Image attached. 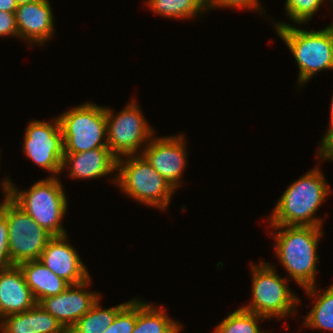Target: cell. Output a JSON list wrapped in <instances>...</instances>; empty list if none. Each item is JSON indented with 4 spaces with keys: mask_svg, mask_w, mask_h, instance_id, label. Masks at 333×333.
<instances>
[{
    "mask_svg": "<svg viewBox=\"0 0 333 333\" xmlns=\"http://www.w3.org/2000/svg\"><path fill=\"white\" fill-rule=\"evenodd\" d=\"M37 304L18 265L0 268V319Z\"/></svg>",
    "mask_w": 333,
    "mask_h": 333,
    "instance_id": "cell-15",
    "label": "cell"
},
{
    "mask_svg": "<svg viewBox=\"0 0 333 333\" xmlns=\"http://www.w3.org/2000/svg\"><path fill=\"white\" fill-rule=\"evenodd\" d=\"M136 101L129 104L115 116L113 110L106 107L107 144L112 153L119 159L136 155L142 143H147L154 134ZM114 115V116H113Z\"/></svg>",
    "mask_w": 333,
    "mask_h": 333,
    "instance_id": "cell-9",
    "label": "cell"
},
{
    "mask_svg": "<svg viewBox=\"0 0 333 333\" xmlns=\"http://www.w3.org/2000/svg\"><path fill=\"white\" fill-rule=\"evenodd\" d=\"M138 155L125 156V161L118 159L117 171L120 172L114 182L139 202L165 209L175 189L141 154Z\"/></svg>",
    "mask_w": 333,
    "mask_h": 333,
    "instance_id": "cell-6",
    "label": "cell"
},
{
    "mask_svg": "<svg viewBox=\"0 0 333 333\" xmlns=\"http://www.w3.org/2000/svg\"><path fill=\"white\" fill-rule=\"evenodd\" d=\"M67 239V234L53 236L45 246L39 260L70 285L79 284L89 279L90 275L75 248L67 243Z\"/></svg>",
    "mask_w": 333,
    "mask_h": 333,
    "instance_id": "cell-13",
    "label": "cell"
},
{
    "mask_svg": "<svg viewBox=\"0 0 333 333\" xmlns=\"http://www.w3.org/2000/svg\"><path fill=\"white\" fill-rule=\"evenodd\" d=\"M330 108H331V109H330V110H331V112H330V113H331V116H330V120H331V121H330L329 124H330V125H333V97H332V100H331V106H330Z\"/></svg>",
    "mask_w": 333,
    "mask_h": 333,
    "instance_id": "cell-32",
    "label": "cell"
},
{
    "mask_svg": "<svg viewBox=\"0 0 333 333\" xmlns=\"http://www.w3.org/2000/svg\"><path fill=\"white\" fill-rule=\"evenodd\" d=\"M184 136H165L152 139L143 147L141 155L163 176L176 190L186 162V145Z\"/></svg>",
    "mask_w": 333,
    "mask_h": 333,
    "instance_id": "cell-11",
    "label": "cell"
},
{
    "mask_svg": "<svg viewBox=\"0 0 333 333\" xmlns=\"http://www.w3.org/2000/svg\"><path fill=\"white\" fill-rule=\"evenodd\" d=\"M260 318L267 320V318L241 307L223 319L212 333H265L258 327Z\"/></svg>",
    "mask_w": 333,
    "mask_h": 333,
    "instance_id": "cell-23",
    "label": "cell"
},
{
    "mask_svg": "<svg viewBox=\"0 0 333 333\" xmlns=\"http://www.w3.org/2000/svg\"><path fill=\"white\" fill-rule=\"evenodd\" d=\"M34 1H36V0H15L17 6L27 4V3H31V2H34Z\"/></svg>",
    "mask_w": 333,
    "mask_h": 333,
    "instance_id": "cell-31",
    "label": "cell"
},
{
    "mask_svg": "<svg viewBox=\"0 0 333 333\" xmlns=\"http://www.w3.org/2000/svg\"><path fill=\"white\" fill-rule=\"evenodd\" d=\"M251 266L252 300L242 308L268 319L293 315L300 299L289 289L286 279L276 273L274 266L263 261Z\"/></svg>",
    "mask_w": 333,
    "mask_h": 333,
    "instance_id": "cell-8",
    "label": "cell"
},
{
    "mask_svg": "<svg viewBox=\"0 0 333 333\" xmlns=\"http://www.w3.org/2000/svg\"><path fill=\"white\" fill-rule=\"evenodd\" d=\"M329 187L318 167L310 170L284 191L269 224L322 227L323 220L314 215L329 195Z\"/></svg>",
    "mask_w": 333,
    "mask_h": 333,
    "instance_id": "cell-2",
    "label": "cell"
},
{
    "mask_svg": "<svg viewBox=\"0 0 333 333\" xmlns=\"http://www.w3.org/2000/svg\"><path fill=\"white\" fill-rule=\"evenodd\" d=\"M318 158L333 160V125H330L326 134L324 135L321 146L318 149Z\"/></svg>",
    "mask_w": 333,
    "mask_h": 333,
    "instance_id": "cell-29",
    "label": "cell"
},
{
    "mask_svg": "<svg viewBox=\"0 0 333 333\" xmlns=\"http://www.w3.org/2000/svg\"><path fill=\"white\" fill-rule=\"evenodd\" d=\"M317 297L304 325L333 333V284Z\"/></svg>",
    "mask_w": 333,
    "mask_h": 333,
    "instance_id": "cell-22",
    "label": "cell"
},
{
    "mask_svg": "<svg viewBox=\"0 0 333 333\" xmlns=\"http://www.w3.org/2000/svg\"><path fill=\"white\" fill-rule=\"evenodd\" d=\"M13 266L8 251V225L5 214L0 210V268Z\"/></svg>",
    "mask_w": 333,
    "mask_h": 333,
    "instance_id": "cell-26",
    "label": "cell"
},
{
    "mask_svg": "<svg viewBox=\"0 0 333 333\" xmlns=\"http://www.w3.org/2000/svg\"><path fill=\"white\" fill-rule=\"evenodd\" d=\"M275 232V251L291 278L313 298L316 295V267L318 241L322 227L271 225ZM284 228V229H283Z\"/></svg>",
    "mask_w": 333,
    "mask_h": 333,
    "instance_id": "cell-1",
    "label": "cell"
},
{
    "mask_svg": "<svg viewBox=\"0 0 333 333\" xmlns=\"http://www.w3.org/2000/svg\"><path fill=\"white\" fill-rule=\"evenodd\" d=\"M275 25L277 34L297 62L300 84H305L324 69L333 70V39L328 27L320 31H309L286 23Z\"/></svg>",
    "mask_w": 333,
    "mask_h": 333,
    "instance_id": "cell-4",
    "label": "cell"
},
{
    "mask_svg": "<svg viewBox=\"0 0 333 333\" xmlns=\"http://www.w3.org/2000/svg\"><path fill=\"white\" fill-rule=\"evenodd\" d=\"M18 36L42 45L54 34V21L49 0H36L19 5L15 12ZM54 31V32H53Z\"/></svg>",
    "mask_w": 333,
    "mask_h": 333,
    "instance_id": "cell-14",
    "label": "cell"
},
{
    "mask_svg": "<svg viewBox=\"0 0 333 333\" xmlns=\"http://www.w3.org/2000/svg\"><path fill=\"white\" fill-rule=\"evenodd\" d=\"M136 323V298L129 301L103 333H132Z\"/></svg>",
    "mask_w": 333,
    "mask_h": 333,
    "instance_id": "cell-25",
    "label": "cell"
},
{
    "mask_svg": "<svg viewBox=\"0 0 333 333\" xmlns=\"http://www.w3.org/2000/svg\"><path fill=\"white\" fill-rule=\"evenodd\" d=\"M117 162L118 158L108 147H100L79 153H64L62 170L70 165V178H98L116 171Z\"/></svg>",
    "mask_w": 333,
    "mask_h": 333,
    "instance_id": "cell-16",
    "label": "cell"
},
{
    "mask_svg": "<svg viewBox=\"0 0 333 333\" xmlns=\"http://www.w3.org/2000/svg\"><path fill=\"white\" fill-rule=\"evenodd\" d=\"M99 301L98 299L92 308L73 325L68 333H103L114 322L117 313L128 303L125 302L115 307L102 309Z\"/></svg>",
    "mask_w": 333,
    "mask_h": 333,
    "instance_id": "cell-20",
    "label": "cell"
},
{
    "mask_svg": "<svg viewBox=\"0 0 333 333\" xmlns=\"http://www.w3.org/2000/svg\"><path fill=\"white\" fill-rule=\"evenodd\" d=\"M146 5L155 14L174 19L196 17L208 10L206 0H147Z\"/></svg>",
    "mask_w": 333,
    "mask_h": 333,
    "instance_id": "cell-21",
    "label": "cell"
},
{
    "mask_svg": "<svg viewBox=\"0 0 333 333\" xmlns=\"http://www.w3.org/2000/svg\"><path fill=\"white\" fill-rule=\"evenodd\" d=\"M324 0H286L285 10L295 23H307L318 11ZM333 3V0H331ZM310 18V19H309Z\"/></svg>",
    "mask_w": 333,
    "mask_h": 333,
    "instance_id": "cell-24",
    "label": "cell"
},
{
    "mask_svg": "<svg viewBox=\"0 0 333 333\" xmlns=\"http://www.w3.org/2000/svg\"><path fill=\"white\" fill-rule=\"evenodd\" d=\"M11 188V199L53 236L66 235L61 224L67 210L64 188L57 177L39 180L29 190Z\"/></svg>",
    "mask_w": 333,
    "mask_h": 333,
    "instance_id": "cell-5",
    "label": "cell"
},
{
    "mask_svg": "<svg viewBox=\"0 0 333 333\" xmlns=\"http://www.w3.org/2000/svg\"><path fill=\"white\" fill-rule=\"evenodd\" d=\"M90 281L89 278L82 283L70 285L58 295L41 299L38 305L69 331L101 298L99 293L85 289L91 284Z\"/></svg>",
    "mask_w": 333,
    "mask_h": 333,
    "instance_id": "cell-12",
    "label": "cell"
},
{
    "mask_svg": "<svg viewBox=\"0 0 333 333\" xmlns=\"http://www.w3.org/2000/svg\"><path fill=\"white\" fill-rule=\"evenodd\" d=\"M0 321L2 333H68V331L38 303L25 312L11 314Z\"/></svg>",
    "mask_w": 333,
    "mask_h": 333,
    "instance_id": "cell-17",
    "label": "cell"
},
{
    "mask_svg": "<svg viewBox=\"0 0 333 333\" xmlns=\"http://www.w3.org/2000/svg\"><path fill=\"white\" fill-rule=\"evenodd\" d=\"M53 121L55 124L32 120L25 131L23 151L30 160L55 177L62 171L64 144L58 117Z\"/></svg>",
    "mask_w": 333,
    "mask_h": 333,
    "instance_id": "cell-10",
    "label": "cell"
},
{
    "mask_svg": "<svg viewBox=\"0 0 333 333\" xmlns=\"http://www.w3.org/2000/svg\"><path fill=\"white\" fill-rule=\"evenodd\" d=\"M329 29H330V31H331V36H332V39H333V24L331 25H329V26H327Z\"/></svg>",
    "mask_w": 333,
    "mask_h": 333,
    "instance_id": "cell-33",
    "label": "cell"
},
{
    "mask_svg": "<svg viewBox=\"0 0 333 333\" xmlns=\"http://www.w3.org/2000/svg\"><path fill=\"white\" fill-rule=\"evenodd\" d=\"M18 36L15 13L0 11V37Z\"/></svg>",
    "mask_w": 333,
    "mask_h": 333,
    "instance_id": "cell-28",
    "label": "cell"
},
{
    "mask_svg": "<svg viewBox=\"0 0 333 333\" xmlns=\"http://www.w3.org/2000/svg\"><path fill=\"white\" fill-rule=\"evenodd\" d=\"M58 120L62 130L64 153L108 147L106 107L86 102L60 114Z\"/></svg>",
    "mask_w": 333,
    "mask_h": 333,
    "instance_id": "cell-7",
    "label": "cell"
},
{
    "mask_svg": "<svg viewBox=\"0 0 333 333\" xmlns=\"http://www.w3.org/2000/svg\"><path fill=\"white\" fill-rule=\"evenodd\" d=\"M164 312L163 307L158 309L136 298V323L132 333H179L181 324Z\"/></svg>",
    "mask_w": 333,
    "mask_h": 333,
    "instance_id": "cell-19",
    "label": "cell"
},
{
    "mask_svg": "<svg viewBox=\"0 0 333 333\" xmlns=\"http://www.w3.org/2000/svg\"><path fill=\"white\" fill-rule=\"evenodd\" d=\"M259 0H206L207 9L214 7H234V8H246V9H255L262 13V7Z\"/></svg>",
    "mask_w": 333,
    "mask_h": 333,
    "instance_id": "cell-27",
    "label": "cell"
},
{
    "mask_svg": "<svg viewBox=\"0 0 333 333\" xmlns=\"http://www.w3.org/2000/svg\"><path fill=\"white\" fill-rule=\"evenodd\" d=\"M18 266L37 303L43 298L62 293L70 286L67 281L56 276L40 260L23 262Z\"/></svg>",
    "mask_w": 333,
    "mask_h": 333,
    "instance_id": "cell-18",
    "label": "cell"
},
{
    "mask_svg": "<svg viewBox=\"0 0 333 333\" xmlns=\"http://www.w3.org/2000/svg\"><path fill=\"white\" fill-rule=\"evenodd\" d=\"M5 198L0 210L5 214L8 225V251L12 265L39 260L53 235L41 227L11 199V180L2 182Z\"/></svg>",
    "mask_w": 333,
    "mask_h": 333,
    "instance_id": "cell-3",
    "label": "cell"
},
{
    "mask_svg": "<svg viewBox=\"0 0 333 333\" xmlns=\"http://www.w3.org/2000/svg\"><path fill=\"white\" fill-rule=\"evenodd\" d=\"M17 8L15 0H0V11L15 13Z\"/></svg>",
    "mask_w": 333,
    "mask_h": 333,
    "instance_id": "cell-30",
    "label": "cell"
}]
</instances>
